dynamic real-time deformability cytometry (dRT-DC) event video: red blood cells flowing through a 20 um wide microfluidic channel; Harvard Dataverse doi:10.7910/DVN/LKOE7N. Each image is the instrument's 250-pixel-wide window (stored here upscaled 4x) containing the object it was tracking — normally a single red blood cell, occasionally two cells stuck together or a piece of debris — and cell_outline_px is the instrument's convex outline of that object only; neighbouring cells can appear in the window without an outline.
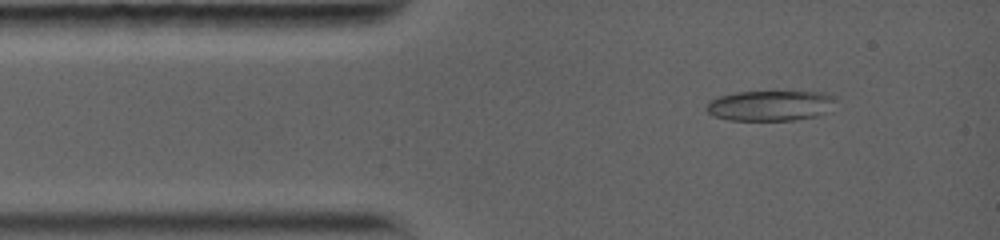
{"species": "common noctule bat (a hibernating species)", "species_latin": "Nyctalus noctula", "temperature_condition": "warm", "stored_images_in_passage": 5, "camera_frame_rate_fps": 5000, "um_per_image_px": 0.085, "animal": {"sex": "female", "body_mass_g": 19.0, "forearm_length_mm": 56.7}, "frame": {"image": 1, "passage_image": 2, "time_ms": 0.8, "image_size_px": [1000, 240], "cell_outline_px": [[836, 100], [820, 116], [792, 120], [728, 120], [712, 116], [704, 108], [708, 100], [716, 96], [736, 92], [824, 92], [836, 96]], "centroid_in_image_um": [65.4, 8.97], "position_along_channel_um": 19.6, "area_um2": 23.06}}
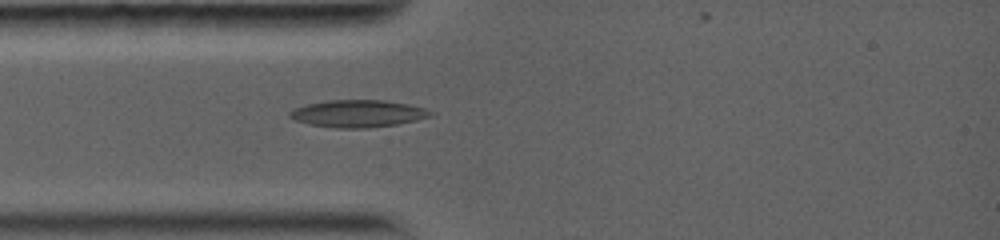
{"frame": {"image": 2, "passage_image": 4, "time_ms": 2.6, "image_size_px": [1000, 240], "cell_outline_px": [[436, 116], [396, 124], [364, 128], [336, 128], [308, 124], [296, 120], [288, 116], [288, 112], [296, 108], [308, 104], [328, 100], [384, 100], [408, 104], [424, 108], [436, 112]], "centroid_in_image_um": [30.47, 9.65], "position_along_channel_um": 54.5, "area_um2": 22.37}}
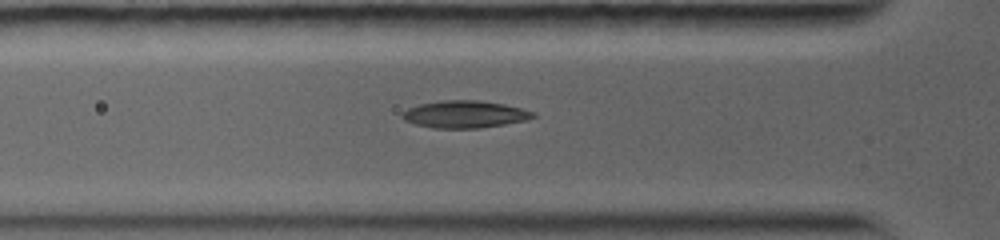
{"frame": {"image": 3, "passage_image": 5, "time_ms": 3.4, "image_size_px": [1000, 240], "cell_outline_px": [[536, 116], [528, 120], [480, 128], [432, 128], [416, 124], [404, 120], [400, 116], [400, 112], [408, 108], [420, 104], [444, 100], [480, 100], [504, 104], [536, 112]], "centroid_in_image_um": [39.5, 9.71], "position_along_channel_um": 86.3, "area_um2": 20.87}}